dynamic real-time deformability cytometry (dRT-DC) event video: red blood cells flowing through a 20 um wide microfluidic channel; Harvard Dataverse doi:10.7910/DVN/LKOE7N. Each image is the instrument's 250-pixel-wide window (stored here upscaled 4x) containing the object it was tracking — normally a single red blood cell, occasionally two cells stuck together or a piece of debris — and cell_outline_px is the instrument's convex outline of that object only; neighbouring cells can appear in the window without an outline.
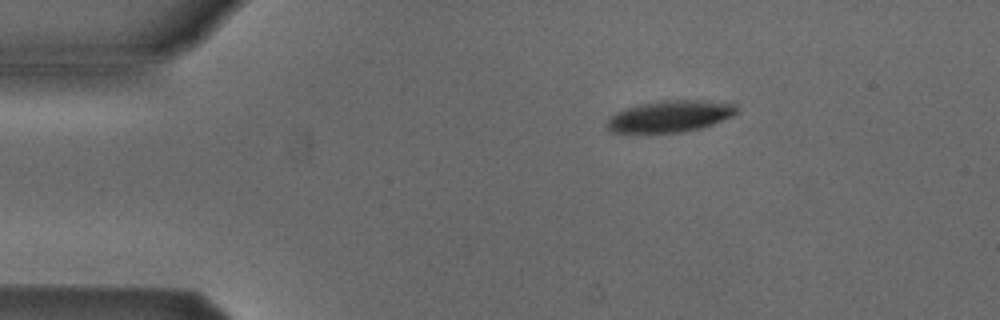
{"species": "Egyptian fruit bat (a non-hibernating species)", "species_latin": "Rousettus aegyptiacus", "temperature_condition": "cold", "stored_images_in_passage": 4, "camera_frame_rate_fps": 3000, "um_per_image_px": 0.085, "animal": {"sex": "male"}, "frame": {"image": 1, "passage_image": 4, "time_ms": 3.667, "image_size_px": [1000, 320], "cell_outline_px": [[740, 112], [736, 116], [700, 128], [684, 132], [612, 132], [604, 124], [608, 116], [624, 108], [640, 104], [660, 100], [696, 100], [736, 104]], "centroid_in_image_um": [56.96, 9.87], "position_along_channel_um": 28.0, "area_um2": 24.1}}